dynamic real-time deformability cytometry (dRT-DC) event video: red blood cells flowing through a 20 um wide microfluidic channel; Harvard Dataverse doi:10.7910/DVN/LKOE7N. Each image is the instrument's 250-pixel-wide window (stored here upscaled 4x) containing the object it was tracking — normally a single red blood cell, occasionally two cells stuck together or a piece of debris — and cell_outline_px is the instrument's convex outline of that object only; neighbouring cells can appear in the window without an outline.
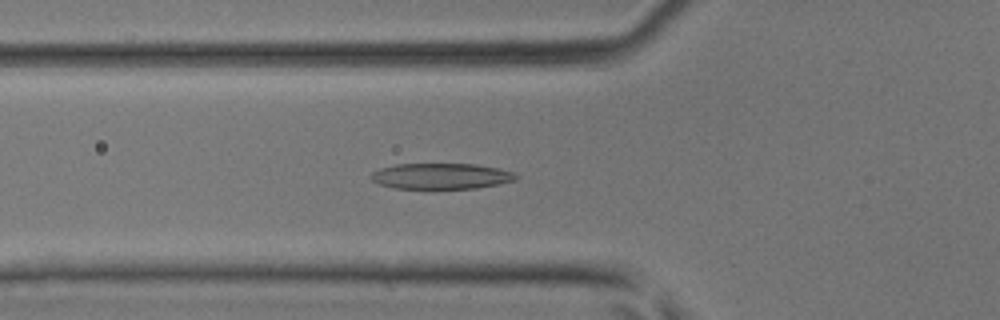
{"species": "common noctule bat (a hibernating species)", "species_latin": "Nyctalus noctula", "temperature_condition": "room temperature", "stored_images_in_passage": 45, "camera_frame_rate_fps": 3000, "um_per_image_px": 0.085, "animal": {"sex": "male", "body_mass_g": 17.9, "forearm_length_mm": 54.2}, "frame": {"image": 1, "passage_image": 16, "time_ms": 5.0, "image_size_px": [1000, 320], "cell_outline_px": [[520, 176], [516, 180], [476, 188], [432, 192], [392, 188], [380, 184], [372, 180], [368, 176], [372, 172], [380, 168], [396, 164], [476, 164], [496, 168], [512, 172]], "centroid_in_image_um": [37.42, 15.02], "position_along_channel_um": 88.4, "area_um2": 22.89}}
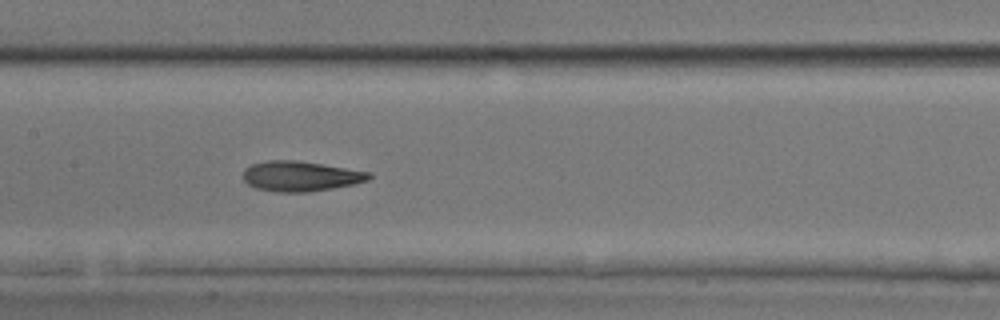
{"frame": {"image": 2, "passage_image": 22, "time_ms": 7.0, "image_size_px": [1000, 320], "cell_outline_px": [[372, 176], [368, 180], [352, 184], [332, 188], [308, 192], [280, 192], [256, 188], [248, 184], [244, 180], [244, 168], [252, 164], [268, 160], [296, 160], [372, 172]], "centroid_in_image_um": [25.55, 14.97], "position_along_channel_um": 181.9, "area_um2": 21.96}}
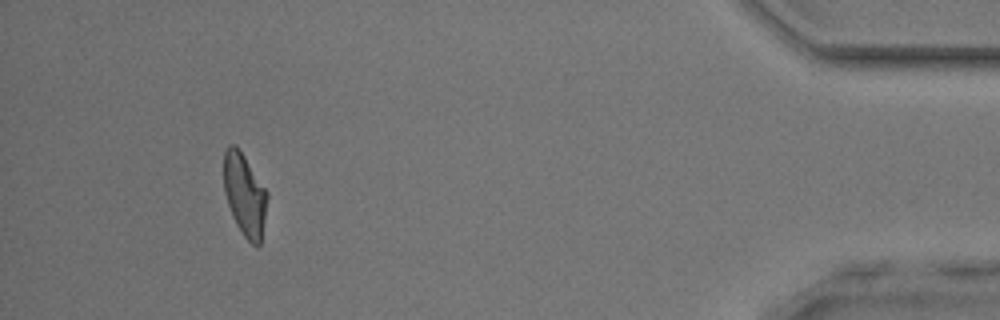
{"frame": {"image": 3, "passage_image": 41, "time_ms": 13.333, "image_size_px": [1000, 320], "cell_outline_px": [[268, 196], [260, 244], [252, 244], [244, 236], [236, 224], [232, 216], [224, 192], [224, 152], [228, 144], [236, 144], [268, 192]], "centroid_in_image_um": [20.78, 16.52], "position_along_channel_um": 414.4, "area_um2": 20.69}}